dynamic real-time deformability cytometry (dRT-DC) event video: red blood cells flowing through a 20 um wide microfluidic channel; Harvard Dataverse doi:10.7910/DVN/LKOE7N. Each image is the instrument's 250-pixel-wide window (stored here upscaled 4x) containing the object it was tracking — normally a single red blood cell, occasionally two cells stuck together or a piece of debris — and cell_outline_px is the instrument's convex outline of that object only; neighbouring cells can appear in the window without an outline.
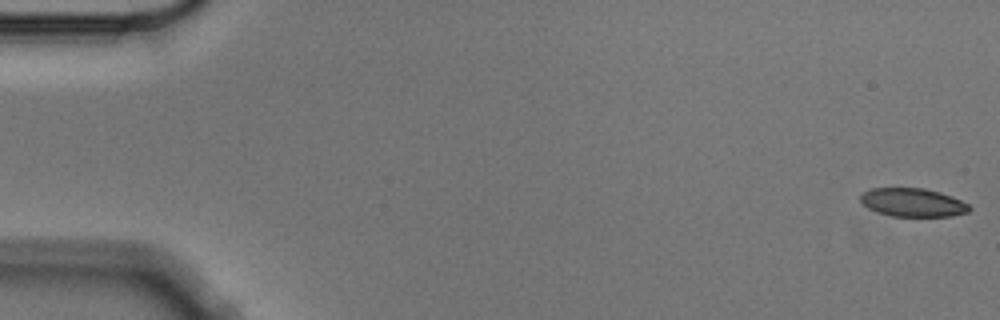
{"species": "Egyptian fruit bat (a non-hibernating species)", "species_latin": "Rousettus aegyptiacus", "temperature_condition": "cold", "stored_images_in_passage": 5, "camera_frame_rate_fps": 3000, "um_per_image_px": 0.085, "animal": {"sex": "male"}, "frame": {"image": 1, "passage_image": 1, "time_ms": 0.0, "image_size_px": [1000, 320], "cell_outline_px": [[972, 208], [968, 212], [952, 216], [892, 216], [876, 212], [868, 208], [860, 200], [860, 196], [864, 192], [872, 188], [924, 188], [940, 192], [952, 196], [968, 204]], "centroid_in_image_um": [77.6, 17.21], "position_along_channel_um": 7.4, "area_um2": 18.03}}
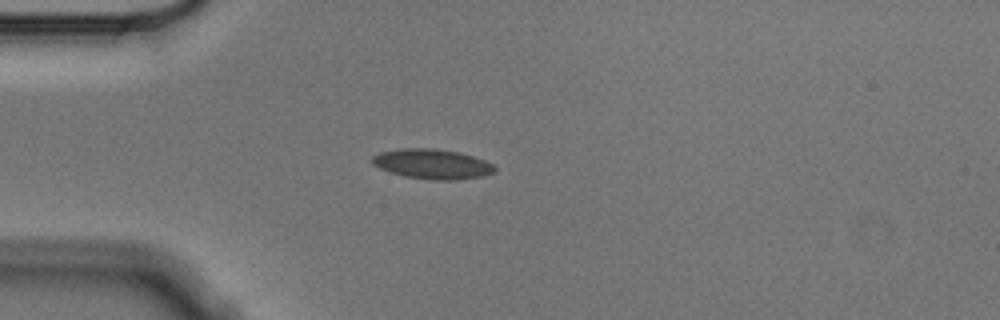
{"frame": {"image": 2, "passage_image": 5, "time_ms": 1.333, "image_size_px": [1000, 320], "cell_outline_px": [[496, 172], [484, 176], [456, 180], [432, 180], [404, 176], [380, 168], [372, 164], [372, 156], [380, 152], [404, 148], [436, 148], [456, 152], [472, 156], [484, 160], [492, 164], [496, 168]], "centroid_in_image_um": [36.76, 13.94], "position_along_channel_um": 48.2, "area_um2": 21.27}}